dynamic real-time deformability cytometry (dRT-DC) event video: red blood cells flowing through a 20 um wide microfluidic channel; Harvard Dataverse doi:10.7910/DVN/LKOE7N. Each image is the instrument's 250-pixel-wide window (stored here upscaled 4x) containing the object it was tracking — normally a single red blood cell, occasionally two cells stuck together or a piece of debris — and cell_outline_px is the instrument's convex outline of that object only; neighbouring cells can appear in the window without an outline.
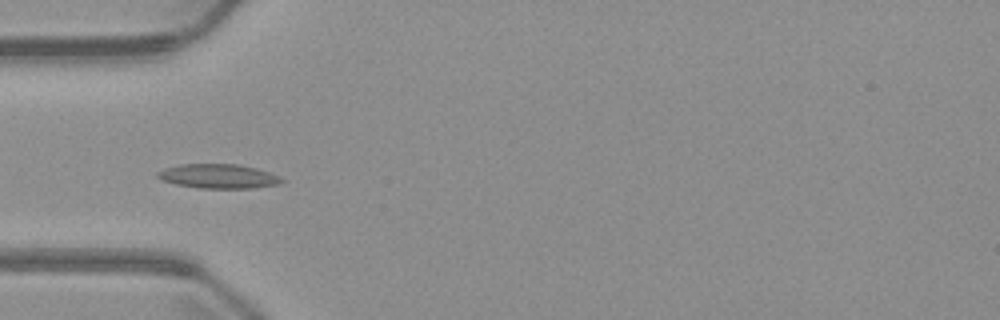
{"species": "common noctule bat (a hibernating species)", "species_latin": "Nyctalus noctula", "temperature_condition": "warm", "stored_images_in_passage": 8, "camera_frame_rate_fps": 3000, "um_per_image_px": 0.085, "animal": {"sex": "male", "body_mass_g": 23.1, "forearm_length_mm": 52.7}, "frame": {"image": 1, "passage_image": 6, "time_ms": 6.0, "image_size_px": [1000, 320], "cell_outline_px": [[284, 180], [280, 184], [252, 188], [200, 188], [176, 184], [160, 180], [156, 176], [156, 172], [164, 168], [180, 164], [240, 164], [256, 168], [280, 176]], "centroid_in_image_um": [18.54, 14.97], "position_along_channel_um": 66.5, "area_um2": 17.69}}
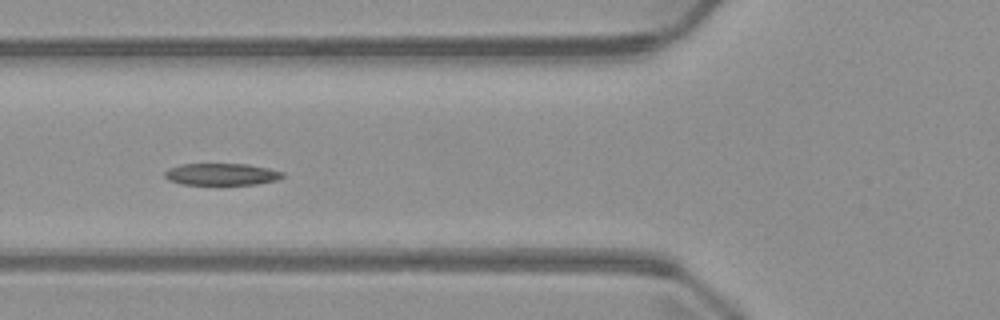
{"frame": {"image": 2, "passage_image": 7, "time_ms": 7.0, "image_size_px": [1000, 320], "cell_outline_px": [[284, 176], [276, 180], [256, 184], [180, 184], [168, 180], [164, 176], [164, 172], [168, 168], [180, 164], [248, 164], [268, 168], [284, 172]], "centroid_in_image_um": [18.8, 14.8], "position_along_channel_um": 107.0, "area_um2": 15.03}}
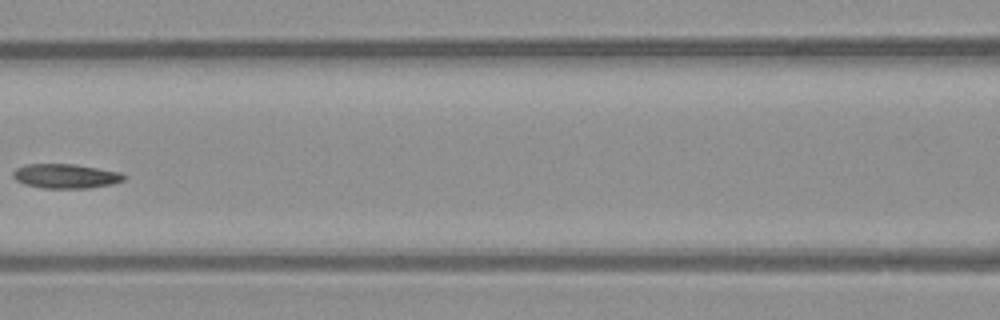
{"frame": {"image": 3, "passage_image": 8, "time_ms": 8.333, "image_size_px": [1000, 320], "cell_outline_px": [[128, 176], [124, 180], [112, 184], [88, 188], [44, 188], [24, 184], [16, 180], [12, 176], [12, 172], [16, 168], [24, 164], [76, 164], [120, 172]], "centroid_in_image_um": [5.58, 14.96], "position_along_channel_um": 161.0, "area_um2": 15.9}}